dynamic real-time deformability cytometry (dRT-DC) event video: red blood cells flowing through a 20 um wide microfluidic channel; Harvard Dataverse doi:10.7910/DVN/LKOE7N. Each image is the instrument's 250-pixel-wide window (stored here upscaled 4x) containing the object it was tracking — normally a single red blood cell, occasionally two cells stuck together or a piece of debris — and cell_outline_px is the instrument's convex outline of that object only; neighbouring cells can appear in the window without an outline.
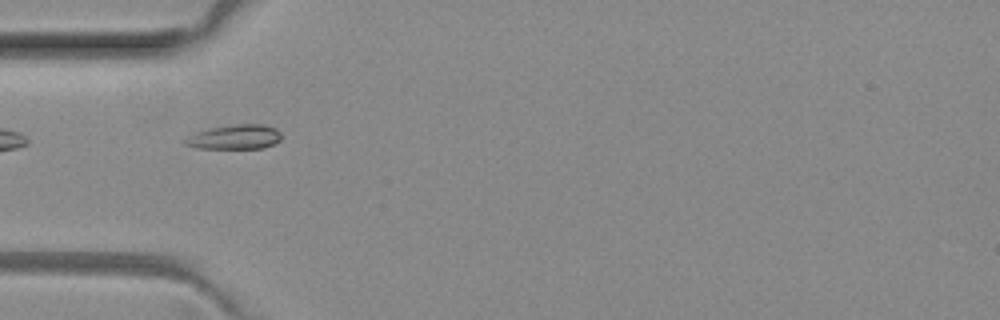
{"species": "common noctule bat (a hibernating species)", "species_latin": "Nyctalus noctula", "temperature_condition": "room temperature", "stored_images_in_passage": 6, "segment_of_instrument_passage": [2, 2], "camera_frame_rate_fps": 3000, "um_per_image_px": 0.085, "animal": {"sex": "female", "body_mass_g": 29.2, "forearm_length_mm": 56.3}, "frame": {"image": 1, "passage_image": 5, "time_ms": 1.333, "image_size_px": [1000, 320], "cell_outline_px": [[280, 140], [264, 148], [196, 148], [184, 144], [184, 140], [196, 132], [212, 128], [236, 124], [264, 124], [276, 128], [280, 132]], "centroid_in_image_um": [19.98, 11.64], "position_along_channel_um": 65.0, "area_um2": 13.58}}
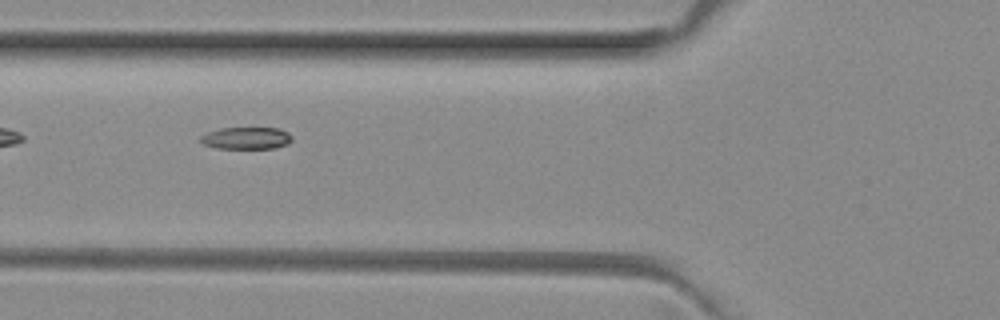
{"frame": {"image": 2, "passage_image": 6, "time_ms": 1.667, "image_size_px": [1000, 320], "cell_outline_px": [[292, 140], [288, 144], [272, 148], [216, 148], [204, 144], [200, 140], [200, 136], [208, 132], [220, 128], [280, 128], [288, 132], [292, 136]], "centroid_in_image_um": [20.96, 11.73], "position_along_channel_um": 104.8, "area_um2": 11.73}}